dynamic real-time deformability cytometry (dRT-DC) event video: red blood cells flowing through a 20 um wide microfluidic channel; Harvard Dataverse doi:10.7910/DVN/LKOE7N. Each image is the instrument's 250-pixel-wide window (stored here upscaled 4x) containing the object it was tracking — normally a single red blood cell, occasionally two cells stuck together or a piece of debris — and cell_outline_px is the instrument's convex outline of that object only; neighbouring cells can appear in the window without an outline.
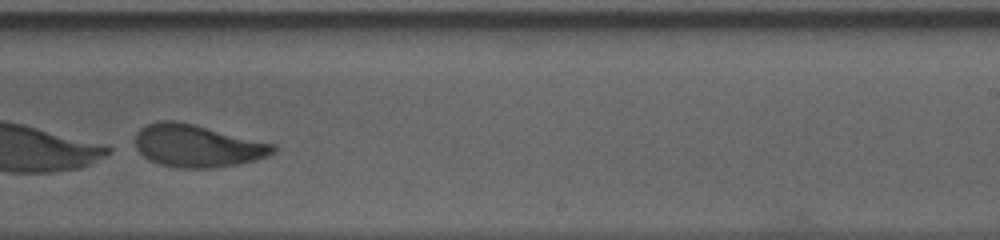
{"species": "human", "species_latin": "Homo sapiens", "temperature_condition": "cold", "stored_images_in_passage": 34, "segment_of_instrument_passage": [2, 2], "camera_frame_rate_fps": 3000, "um_per_image_px": 0.085, "donor": {"sex": "male"}, "frame": {"image": 1, "passage_image": 25, "time_ms": 8.0, "image_size_px": [1000, 240], "cell_outline_px": [[276, 148], [268, 156], [256, 160], [216, 168], [176, 168], [160, 164], [148, 160], [136, 148], [136, 132], [140, 128], [156, 120], [176, 120], [276, 144]], "centroid_in_image_um": [16.75, 12.39], "position_along_channel_um": 272.3, "area_um2": 34.22}}